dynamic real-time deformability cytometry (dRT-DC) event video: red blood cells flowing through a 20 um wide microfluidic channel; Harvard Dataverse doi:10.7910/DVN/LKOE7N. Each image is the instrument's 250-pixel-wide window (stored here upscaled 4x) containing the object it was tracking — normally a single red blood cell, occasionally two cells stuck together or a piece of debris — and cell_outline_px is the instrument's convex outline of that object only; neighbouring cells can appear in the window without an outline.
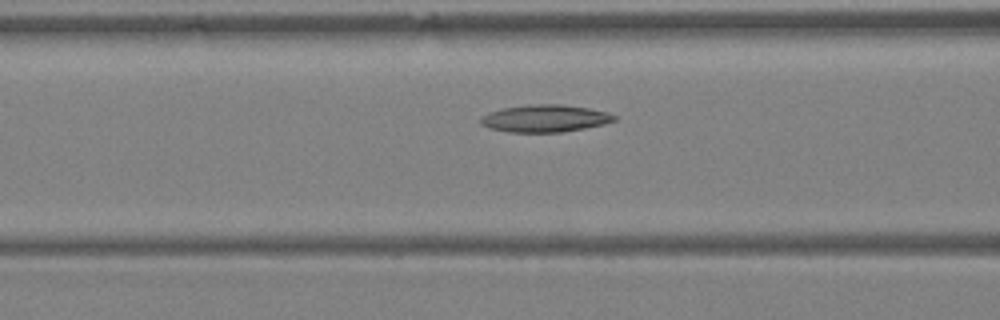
{"species": "Egyptian fruit bat (a non-hibernating species)", "species_latin": "Rousettus aegyptiacus", "temperature_condition": "warm", "stored_images_in_passage": 25, "camera_frame_rate_fps": 3000, "um_per_image_px": 0.085, "animal": {"sex": "female"}, "frame": {"image": 1, "passage_image": 8, "time_ms": 2.333, "image_size_px": [1000, 320], "cell_outline_px": [[616, 120], [604, 124], [584, 128], [560, 132], [508, 132], [488, 128], [480, 124], [480, 116], [488, 112], [504, 108], [528, 104], [560, 104], [588, 108], [608, 112], [616, 116]], "centroid_in_image_um": [46.28, 10.06], "position_along_channel_um": 120.3, "area_um2": 21.33}}
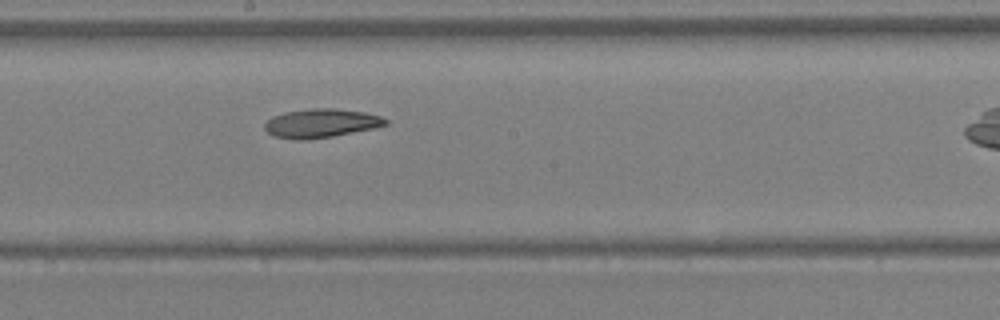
{"frame": {"image": 2, "passage_image": 14, "time_ms": 4.333, "image_size_px": [1000, 320], "cell_outline_px": [[388, 124], [376, 128], [332, 136], [304, 140], [296, 140], [272, 136], [264, 128], [264, 124], [272, 116], [288, 112], [312, 108], [332, 108], [364, 112], [380, 116], [388, 120]], "centroid_in_image_um": [27.29, 10.48], "position_along_channel_um": 220.9, "area_um2": 20.23}}
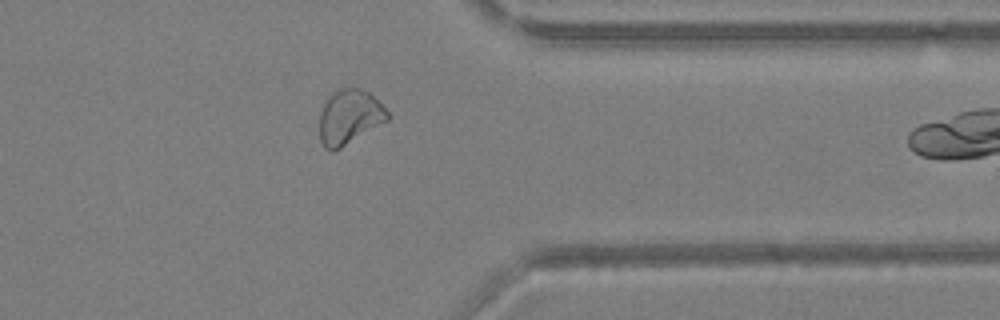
{"frame": {"image": 3, "passage_image": 24, "time_ms": 7.667, "image_size_px": [1000, 320], "cell_outline_px": [[392, 116], [388, 120], [340, 148], [332, 152], [324, 148], [320, 140], [320, 112], [328, 96], [332, 92], [340, 88], [360, 88], [368, 92]], "centroid_in_image_um": [29.68, 9.95], "position_along_channel_um": 381.7, "area_um2": 21.5}}